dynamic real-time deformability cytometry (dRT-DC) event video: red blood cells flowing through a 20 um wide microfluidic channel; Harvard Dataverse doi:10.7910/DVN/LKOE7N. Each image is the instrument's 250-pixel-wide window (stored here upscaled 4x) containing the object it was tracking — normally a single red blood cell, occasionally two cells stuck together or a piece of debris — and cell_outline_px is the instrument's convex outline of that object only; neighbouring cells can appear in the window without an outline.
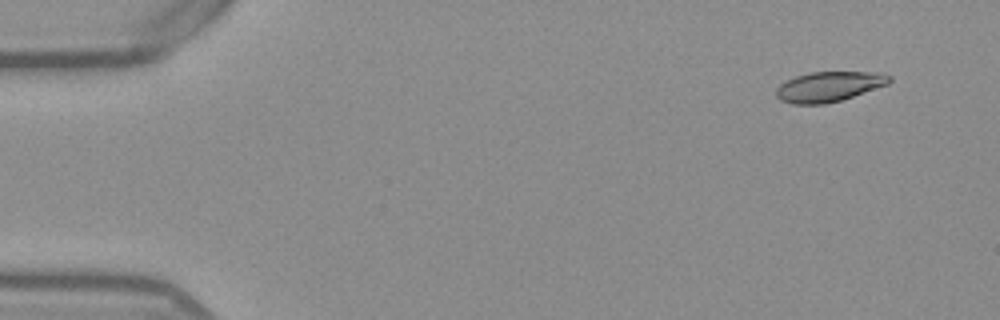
{"species": "Egyptian fruit bat (a non-hibernating species)", "species_latin": "Rousettus aegyptiacus", "temperature_condition": "warm", "stored_images_in_passage": 51, "camera_frame_rate_fps": 3000, "um_per_image_px": 0.085, "frame": {"image": 1, "passage_image": 2, "time_ms": 0.333, "image_size_px": [1000, 320], "cell_outline_px": [[892, 80], [888, 84], [840, 100], [824, 104], [792, 104], [780, 100], [776, 96], [776, 88], [780, 84], [796, 76], [812, 72], [884, 72], [892, 76]], "centroid_in_image_um": [70.47, 7.35], "position_along_channel_um": 14.5, "area_um2": 19.77}}
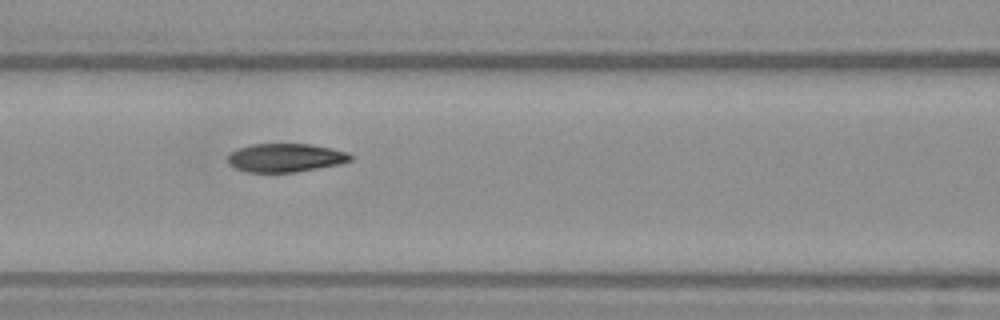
{"frame": {"image": 2, "passage_image": 21, "time_ms": 6.667, "image_size_px": [1000, 320], "cell_outline_px": [[352, 160], [340, 164], [296, 172], [248, 172], [236, 168], [228, 164], [228, 156], [232, 152], [240, 148], [252, 144], [312, 144], [332, 148], [348, 152], [352, 156]], "centroid_in_image_um": [24.3, 13.41], "position_along_channel_um": 142.3, "area_um2": 20.35}}
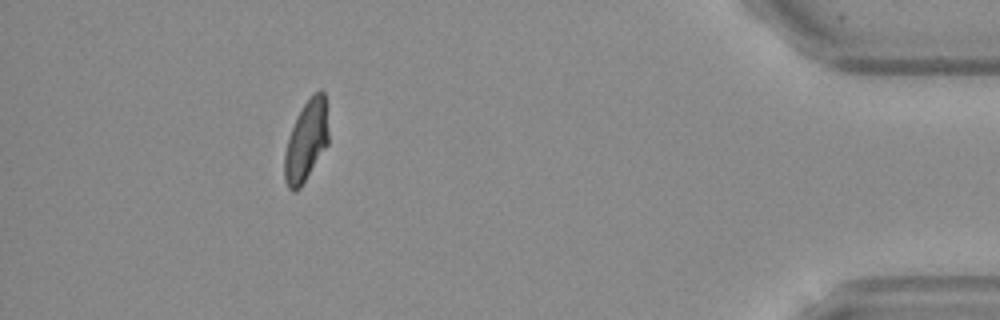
{"frame": {"image": 3, "passage_image": 46, "time_ms": 15.0, "image_size_px": [1000, 320], "cell_outline_px": [[328, 144], [300, 188], [296, 192], [292, 192], [288, 188], [284, 180], [284, 152], [288, 136], [304, 104], [320, 88], [324, 92], [328, 132]], "centroid_in_image_um": [26.01, 12.04], "position_along_channel_um": 409.2, "area_um2": 20.46}, "authors_computed_cell_mechanics": {"area_um2": 20.7502, "velocity_mm_per_s": 3.8523, "shape_relaxation_time_tau1_ms": 8.951, "shape_relaxation_time_tau2_ms": 2.1919, "deformation_change_tau1": 0.2491, "deformation_change_tau2": 0.0693}}